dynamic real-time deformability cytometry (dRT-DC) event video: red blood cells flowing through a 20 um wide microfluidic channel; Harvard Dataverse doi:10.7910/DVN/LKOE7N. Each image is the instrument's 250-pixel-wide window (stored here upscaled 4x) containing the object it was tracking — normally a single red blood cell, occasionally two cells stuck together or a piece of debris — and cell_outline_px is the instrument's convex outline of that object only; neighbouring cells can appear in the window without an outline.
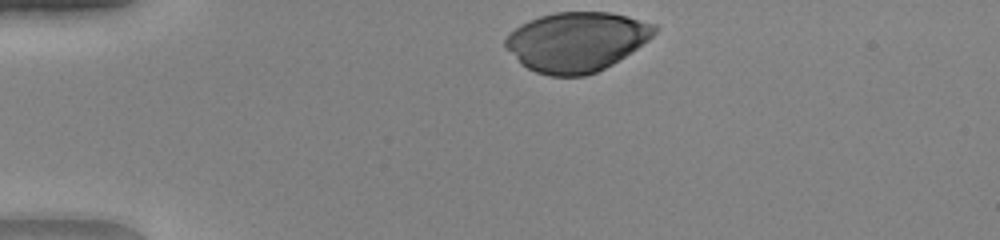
{"species": "human", "species_latin": "Homo sapiens", "temperature_condition": "warm", "stored_images_in_passage": 31, "camera_frame_rate_fps": 3000, "um_per_image_px": 0.085, "donor": {"sex": "female"}, "frame": {"image": 1, "passage_image": 1, "time_ms": 0.0, "image_size_px": [1000, 240], "cell_outline_px": [[656, 32], [648, 40], [612, 64], [596, 72], [584, 76], [552, 76], [536, 72], [520, 64], [504, 48], [504, 40], [520, 24], [528, 20], [540, 16], [556, 12], [608, 12], [628, 16], [656, 24]], "centroid_in_image_um": [48.98, 3.54], "position_along_channel_um": 36.0, "area_um2": 51.62}}
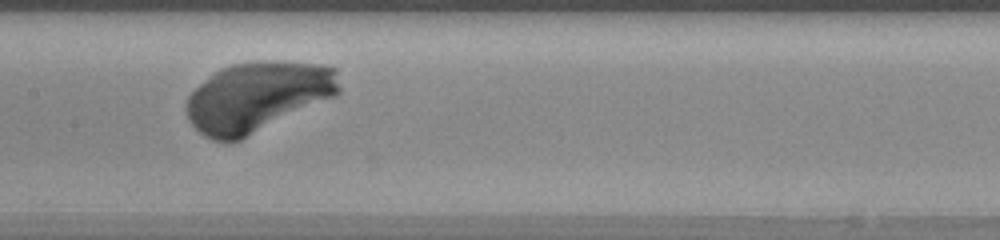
{"frame": {"image": 2, "passage_image": 16, "time_ms": 5.0, "image_size_px": [1000, 240], "cell_outline_px": [[340, 92], [336, 96], [240, 140], [228, 144], [212, 140], [204, 136], [188, 120], [184, 108], [184, 104], [188, 96], [200, 84], [220, 68], [232, 64], [256, 60], [284, 60], [328, 64], [336, 68], [340, 88]], "centroid_in_image_um": [21.9, 8.21], "position_along_channel_um": 185.5, "area_um2": 63.29}}
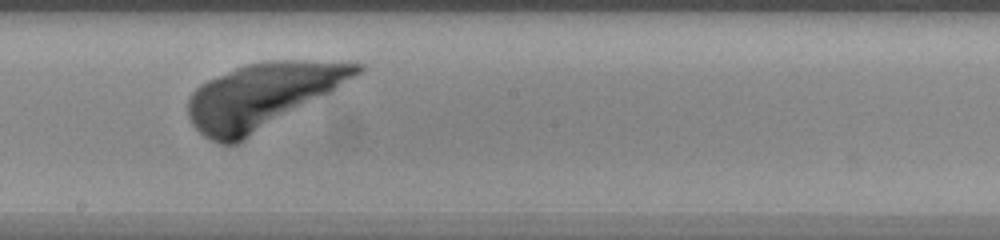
{"frame": {"image": 3, "passage_image": 19, "time_ms": 6.0, "image_size_px": [1000, 240], "cell_outline_px": [[364, 68], [360, 72], [328, 92], [244, 140], [236, 144], [220, 144], [204, 136], [192, 124], [188, 116], [188, 100], [192, 92], [200, 84], [208, 80], [236, 68], [248, 64], [264, 60], [304, 60], [364, 64]], "centroid_in_image_um": [22.21, 8.13], "position_along_channel_um": 226.0, "area_um2": 62.48}}